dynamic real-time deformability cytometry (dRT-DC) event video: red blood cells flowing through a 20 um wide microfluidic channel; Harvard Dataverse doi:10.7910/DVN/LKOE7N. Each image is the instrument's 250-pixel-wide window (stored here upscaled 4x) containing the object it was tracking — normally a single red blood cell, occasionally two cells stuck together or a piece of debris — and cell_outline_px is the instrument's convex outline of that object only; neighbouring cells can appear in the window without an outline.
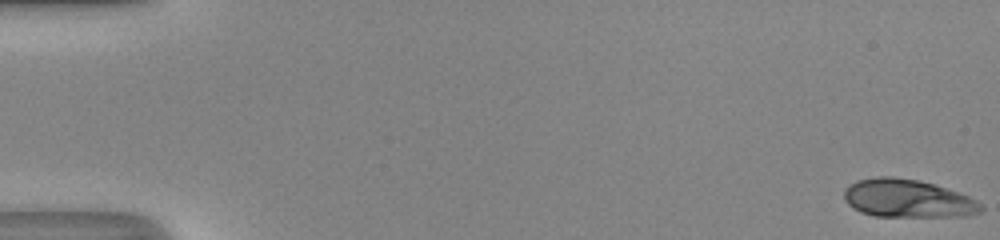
{"species": "human", "species_latin": "Homo sapiens", "temperature_condition": "room temperature", "stored_images_in_passage": 50, "camera_frame_rate_fps": 3000, "um_per_image_px": 0.085, "donor": {"sex": "male"}, "frame": {"image": 1, "passage_image": 1, "time_ms": 0.0, "image_size_px": [1000, 240], "cell_outline_px": [[984, 208], [980, 212], [968, 216], [876, 216], [860, 212], [852, 208], [844, 200], [844, 188], [848, 184], [856, 180], [876, 176], [892, 176], [920, 180], [968, 196], [976, 200]], "centroid_in_image_um": [77.09, 16.86], "position_along_channel_um": 7.9, "area_um2": 30.46}}
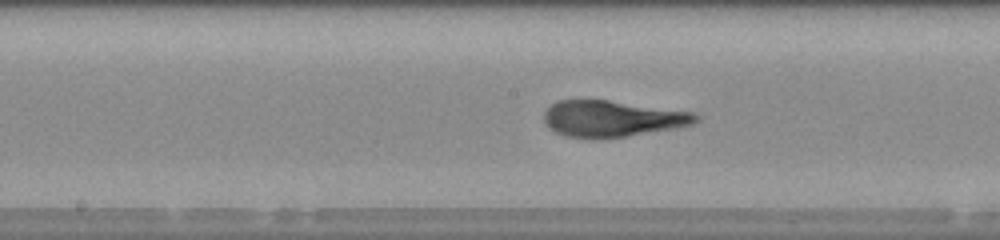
{"frame": {"image": 2, "passage_image": 27, "time_ms": 8.667, "image_size_px": [1000, 240], "cell_outline_px": [[700, 120], [696, 124], [676, 128], [604, 140], [592, 140], [568, 136], [556, 132], [548, 128], [544, 120], [544, 112], [556, 100], [608, 100], [696, 112], [700, 116]], "centroid_in_image_um": [52.08, 10.11], "position_along_channel_um": 196.1, "area_um2": 32.77}}
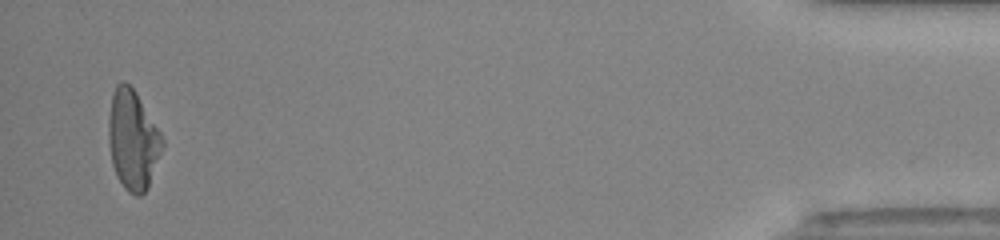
{"frame": {"image": 3, "passage_image": 49, "time_ms": 16.0, "image_size_px": [1000, 240], "cell_outline_px": [[164, 144], [148, 188], [140, 196], [136, 196], [128, 192], [124, 188], [116, 176], [112, 164], [108, 140], [108, 116], [112, 92], [116, 84], [120, 80], [124, 80], [136, 92], [160, 132], [164, 140]], "centroid_in_image_um": [11.27, 11.88], "position_along_channel_um": 423.9, "area_um2": 31.44}, "authors_computed_cell_mechanics": {"area_um2": 31.4432, "velocity_mm_per_s": 4.2189, "shape_relaxation_time_tau1_ms": 7.1968, "shape_relaxation_time_tau2_ms": 0.5663, "deformation_change_tau1": 0.2874, "deformation_change_tau2": 0.0472}}